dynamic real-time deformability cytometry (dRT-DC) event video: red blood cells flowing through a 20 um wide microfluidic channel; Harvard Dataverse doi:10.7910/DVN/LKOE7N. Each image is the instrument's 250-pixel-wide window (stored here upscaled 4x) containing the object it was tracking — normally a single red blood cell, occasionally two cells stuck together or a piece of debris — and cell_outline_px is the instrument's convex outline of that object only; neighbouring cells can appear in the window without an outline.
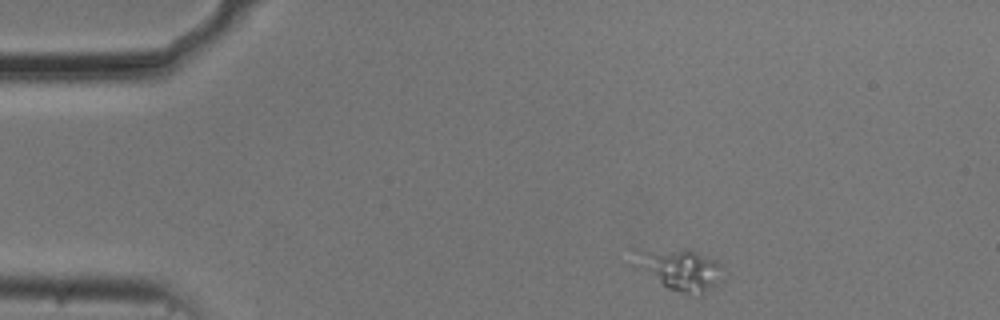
{"species": "common noctule bat (a hibernating species)", "species_latin": "Nyctalus noctula", "temperature_condition": "cold", "stored_images_in_passage": 47, "camera_frame_rate_fps": 3000, "um_per_image_px": 0.085, "animal": {"sex": "male", "body_mass_g": 20.5, "forearm_length_mm": 52.5}, "frame": {"image": 1, "passage_image": 1, "time_ms": 0.0, "image_size_px": [1000, 320], "cell_outline_px": [[720, 280], [716, 284], [700, 296], [680, 292], [668, 288], [644, 268], [632, 248], [688, 248], [716, 260], [720, 264]], "centroid_in_image_um": [57.87, 22.85], "position_along_channel_um": 27.1, "area_um2": 20.58}}
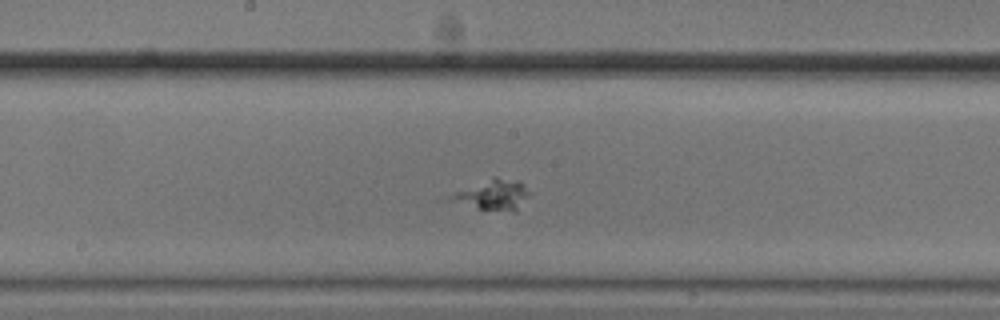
{"frame": {"image": 2, "passage_image": 21, "time_ms": 6.667, "image_size_px": [1000, 320], "cell_outline_px": [[528, 192], [516, 212], [512, 212], [480, 208], [448, 200], [448, 196], [456, 192], [492, 176], [496, 176], [520, 180], [524, 184]], "centroid_in_image_um": [41.91, 16.52], "position_along_channel_um": 206.3, "area_um2": 13.64}}
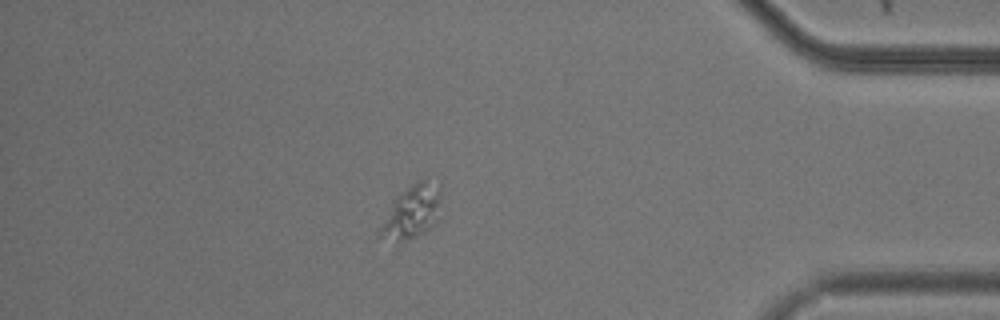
{"frame": {"image": 3, "passage_image": 40, "time_ms": 13.0, "image_size_px": [1000, 320], "cell_outline_px": [[440, 220], [424, 232], [396, 252], [376, 236], [396, 196], [412, 184], [420, 180], [440, 180]], "centroid_in_image_um": [34.97, 18.19], "position_along_channel_um": 400.2, "area_um2": 20.63}}